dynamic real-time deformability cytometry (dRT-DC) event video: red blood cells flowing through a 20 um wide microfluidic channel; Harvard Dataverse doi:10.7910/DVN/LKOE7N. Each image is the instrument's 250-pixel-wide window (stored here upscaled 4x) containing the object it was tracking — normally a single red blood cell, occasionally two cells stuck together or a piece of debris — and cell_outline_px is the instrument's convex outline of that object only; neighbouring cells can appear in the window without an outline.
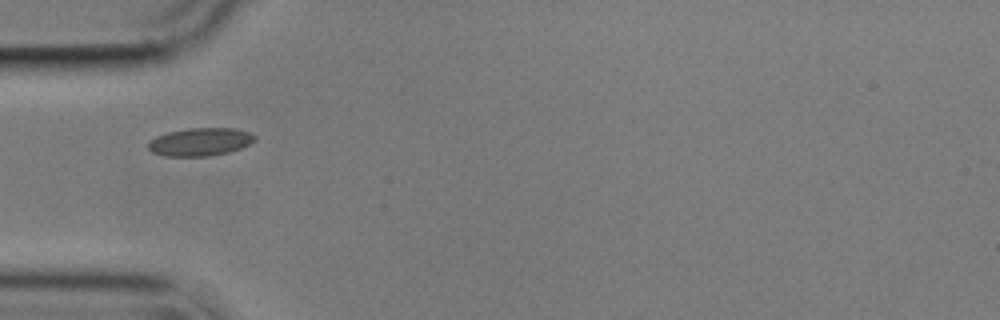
{"species": "common noctule bat (a hibernating species)", "species_latin": "Nyctalus noctula", "temperature_condition": "cold", "stored_images_in_passage": 40, "camera_frame_rate_fps": 3000, "um_per_image_px": 0.085, "animal": {"sex": "male", "body_mass_g": 17.9}, "frame": {"image": 1, "passage_image": 1, "time_ms": 0.0, "image_size_px": [1000, 320], "cell_outline_px": [[256, 140], [240, 148], [228, 152], [208, 156], [164, 156], [152, 152], [148, 148], [148, 144], [156, 136], [168, 132], [188, 128], [236, 128], [248, 132], [256, 136]], "centroid_in_image_um": [17.02, 12.05], "position_along_channel_um": 68.0, "area_um2": 17.28}}
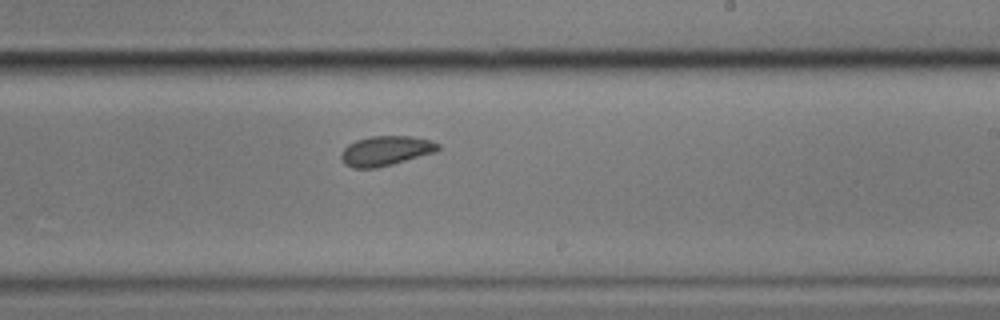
{"frame": {"image": 2, "passage_image": 17, "time_ms": 5.333, "image_size_px": [1000, 320], "cell_outline_px": [[440, 148], [436, 152], [392, 164], [376, 168], [352, 168], [344, 164], [340, 156], [340, 152], [348, 144], [356, 140], [372, 136], [412, 136], [432, 140], [440, 144]], "centroid_in_image_um": [32.79, 12.81], "position_along_channel_um": 256.2, "area_um2": 16.94}}
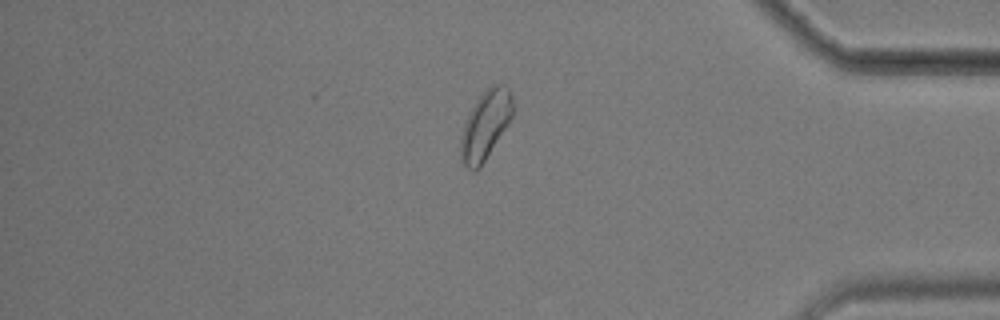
{"frame": {"image": 3, "passage_image": 31, "time_ms": 10.0, "image_size_px": [1000, 320], "cell_outline_px": [[512, 116], [508, 124], [480, 168], [476, 172], [472, 172], [460, 160], [460, 136], [464, 124], [476, 100], [492, 84], [504, 84], [508, 88], [512, 96]], "centroid_in_image_um": [41.24, 10.67], "position_along_channel_um": 394.0, "area_um2": 20.75}, "authors_computed_cell_mechanics": {"area_um2": 17.2244, "velocity_mm_per_s": 3.5297, "shape_relaxation_time_tau1_ms": null, "shape_relaxation_time_tau2_ms": 1.7617, "deformation_change_tau1": null, "deformation_change_tau2": 0.0421}}